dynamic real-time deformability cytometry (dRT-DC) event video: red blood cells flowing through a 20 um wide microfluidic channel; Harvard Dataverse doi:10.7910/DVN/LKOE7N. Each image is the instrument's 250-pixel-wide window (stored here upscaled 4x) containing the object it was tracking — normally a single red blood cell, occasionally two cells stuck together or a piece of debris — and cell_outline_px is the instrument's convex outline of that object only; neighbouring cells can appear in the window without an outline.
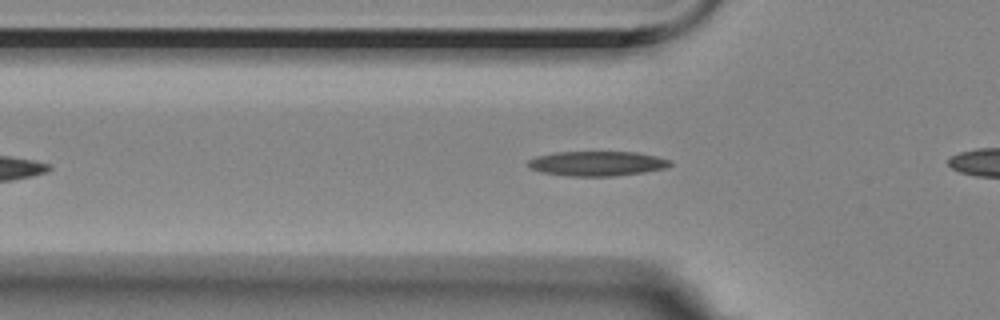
{"species": "Egyptian fruit bat (a non-hibernating species)", "species_latin": "Rousettus aegyptiacus", "temperature_condition": "room temperature", "stored_images_in_passage": 17, "camera_frame_rate_fps": 3000, "um_per_image_px": 0.085, "animal": {"sex": "female"}, "frame": {"image": 1, "passage_image": 15, "time_ms": 4.667, "image_size_px": [1000, 320], "cell_outline_px": [[672, 164], [664, 168], [644, 172], [612, 176], [568, 176], [544, 172], [532, 168], [528, 164], [528, 160], [536, 156], [556, 152], [636, 152], [656, 156], [672, 160]], "centroid_in_image_um": [50.78, 13.89], "position_along_channel_um": 75.0, "area_um2": 20.29}}